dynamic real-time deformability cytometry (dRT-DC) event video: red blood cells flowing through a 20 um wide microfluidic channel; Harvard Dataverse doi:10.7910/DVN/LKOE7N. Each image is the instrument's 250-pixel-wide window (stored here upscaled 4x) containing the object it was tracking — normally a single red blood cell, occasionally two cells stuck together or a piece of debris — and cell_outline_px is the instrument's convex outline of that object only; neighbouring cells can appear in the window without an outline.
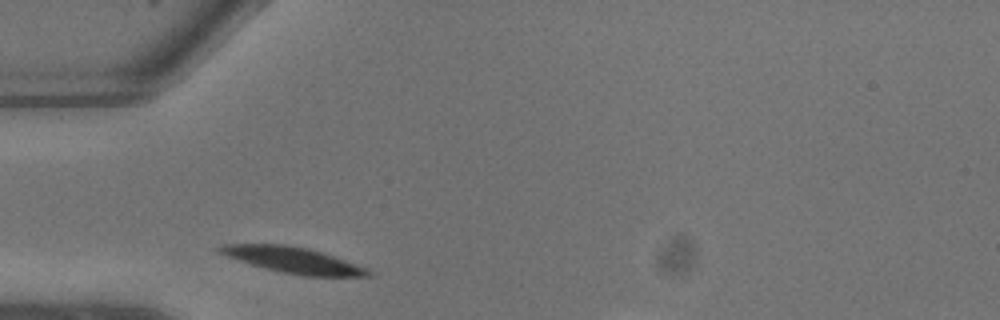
{"species": "common noctule bat (a hibernating species)", "species_latin": "Nyctalus noctula", "temperature_condition": "warm", "stored_images_in_passage": 8, "camera_frame_rate_fps": 3000, "um_per_image_px": 0.085, "animal": {"sex": "male", "body_mass_g": 13.3}, "frame": {"image": 1, "passage_image": 1, "time_ms": 0.0, "image_size_px": [1000, 320], "cell_outline_px": [[372, 276], [300, 276], [280, 272], [264, 268], [216, 252], [216, 248], [224, 244], [284, 244], [308, 248], [368, 268], [372, 272]], "centroid_in_image_um": [24.91, 22.11], "position_along_channel_um": 60.1, "area_um2": 22.25}}
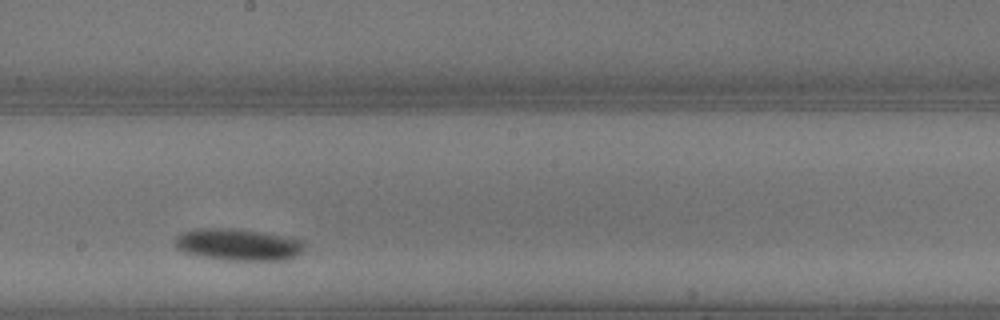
{"frame": {"image": 2, "passage_image": 7, "time_ms": 2.0, "image_size_px": [1000, 320], "cell_outline_px": [[304, 252], [300, 256], [292, 260], [220, 260], [196, 256], [184, 252], [176, 248], [176, 236], [184, 232], [196, 228], [232, 228], [260, 232], [304, 240]], "centroid_in_image_um": [20.28, 20.81], "position_along_channel_um": 227.9, "area_um2": 24.39}}